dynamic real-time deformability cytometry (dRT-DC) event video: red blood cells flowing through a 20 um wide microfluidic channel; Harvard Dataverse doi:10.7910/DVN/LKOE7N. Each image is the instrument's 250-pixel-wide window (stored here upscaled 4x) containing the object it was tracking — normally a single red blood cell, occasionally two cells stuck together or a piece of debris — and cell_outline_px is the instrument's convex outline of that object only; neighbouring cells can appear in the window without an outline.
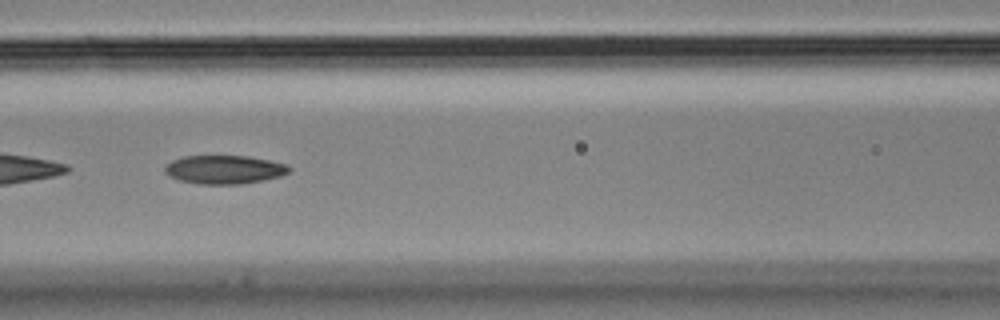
{"species": "Egyptian fruit bat (a non-hibernating species)", "species_latin": "Rousettus aegyptiacus", "temperature_condition": "cold", "stored_images_in_passage": 13, "camera_frame_rate_fps": 3000, "um_per_image_px": 0.085, "animal": {"sex": "male"}, "frame": {"image": 1, "passage_image": 8, "time_ms": 2.333, "image_size_px": [1000, 320], "cell_outline_px": [[292, 168], [288, 172], [280, 176], [264, 180], [240, 184], [200, 184], [180, 180], [168, 176], [164, 172], [164, 164], [172, 160], [184, 156], [248, 156], [288, 164]], "centroid_in_image_um": [19.04, 14.41], "position_along_channel_um": 147.6, "area_um2": 20.81}}
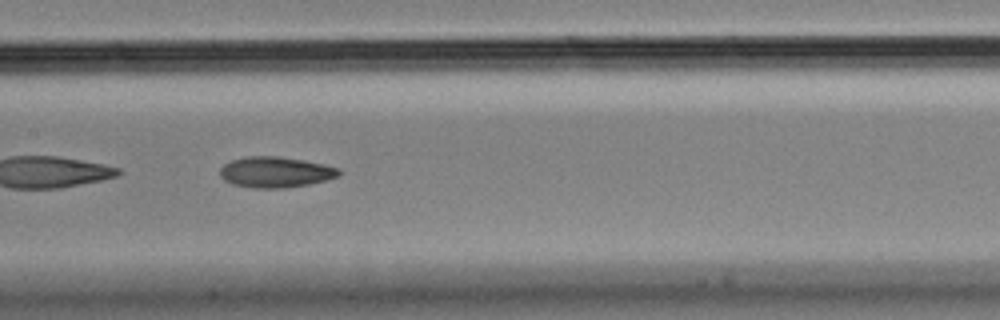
{"frame": {"image": 2, "passage_image": 11, "time_ms": 3.333, "image_size_px": [1000, 320], "cell_outline_px": [[340, 176], [308, 184], [284, 188], [252, 188], [232, 184], [224, 180], [220, 176], [220, 168], [224, 164], [232, 160], [248, 156], [280, 156], [304, 160], [324, 164], [340, 168]], "centroid_in_image_um": [23.41, 14.63], "position_along_channel_um": 184.0, "area_um2": 21.39}}